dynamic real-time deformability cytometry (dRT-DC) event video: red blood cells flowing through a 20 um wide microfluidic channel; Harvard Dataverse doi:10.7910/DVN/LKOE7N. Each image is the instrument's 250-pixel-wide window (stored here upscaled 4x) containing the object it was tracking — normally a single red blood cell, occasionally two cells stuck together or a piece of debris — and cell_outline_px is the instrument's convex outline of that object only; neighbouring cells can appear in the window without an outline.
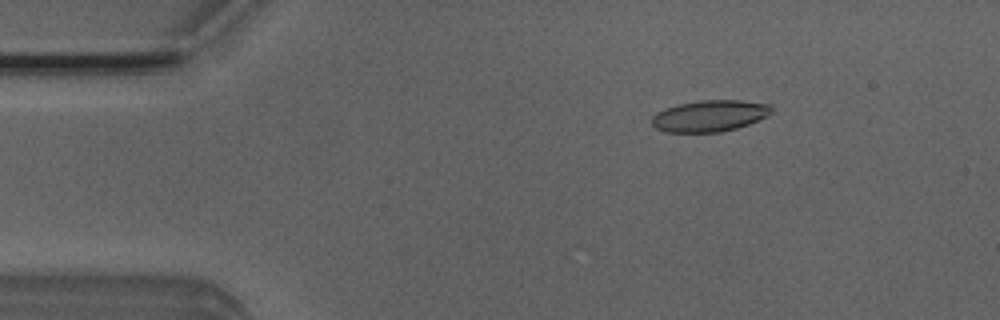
{"species": "Egyptian fruit bat (a non-hibernating species)", "species_latin": "Rousettus aegyptiacus", "temperature_condition": "room temperature", "stored_images_in_passage": 51, "camera_frame_rate_fps": 3000, "um_per_image_px": 0.085, "animal": {"sex": "male"}, "frame": {"image": 1, "passage_image": 8, "time_ms": 2.333, "image_size_px": [1000, 320], "cell_outline_px": [[772, 112], [768, 116], [748, 124], [736, 128], [720, 132], [664, 132], [656, 128], [652, 124], [652, 116], [656, 112], [664, 108], [676, 104], [700, 100], [740, 100], [772, 104]], "centroid_in_image_um": [60.32, 9.84], "position_along_channel_um": 24.7, "area_um2": 22.14}}
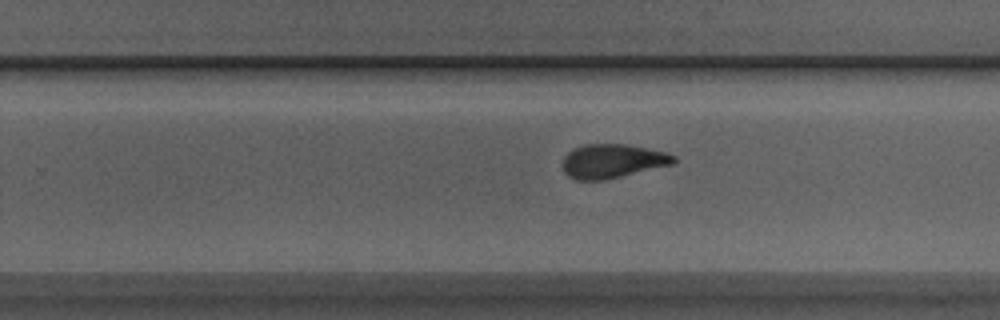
{"frame": {"image": 2, "passage_image": 32, "time_ms": 10.333, "image_size_px": [1000, 320], "cell_outline_px": [[676, 160], [672, 164], [604, 180], [576, 180], [568, 176], [564, 172], [564, 156], [568, 152], [584, 144], [628, 144], [664, 152], [676, 156]], "centroid_in_image_um": [52.04, 13.69], "position_along_channel_um": 277.8, "area_um2": 21.73}}
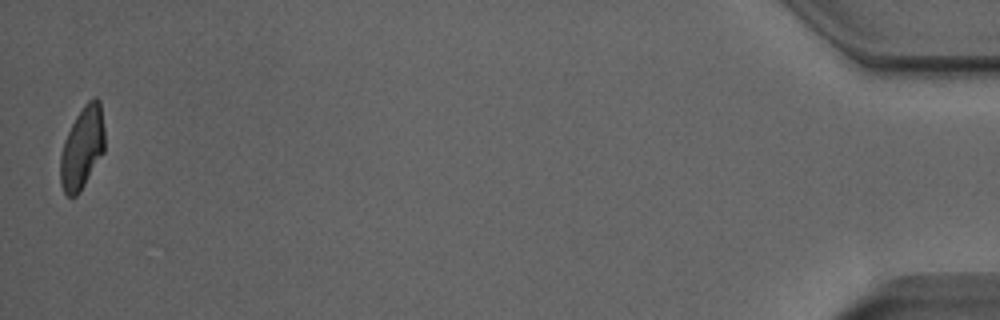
{"frame": {"image": 3, "passage_image": 51, "time_ms": 16.667, "image_size_px": [1000, 320], "cell_outline_px": [[104, 152], [80, 192], [76, 196], [68, 196], [64, 192], [60, 184], [60, 156], [64, 140], [76, 116], [84, 104], [92, 96], [96, 96], [100, 100], [104, 128]], "centroid_in_image_um": [6.99, 12.54], "position_along_channel_um": 428.2, "area_um2": 21.39}, "authors_computed_cell_mechanics": {"area_um2": 22.3108, "velocity_mm_per_s": 3.9676, "shape_relaxation_time_tau1_ms": 4.6022, "shape_relaxation_time_tau2_ms": 1.9812, "deformation_change_tau1": 0.1613, "deformation_change_tau2": 0.088}}